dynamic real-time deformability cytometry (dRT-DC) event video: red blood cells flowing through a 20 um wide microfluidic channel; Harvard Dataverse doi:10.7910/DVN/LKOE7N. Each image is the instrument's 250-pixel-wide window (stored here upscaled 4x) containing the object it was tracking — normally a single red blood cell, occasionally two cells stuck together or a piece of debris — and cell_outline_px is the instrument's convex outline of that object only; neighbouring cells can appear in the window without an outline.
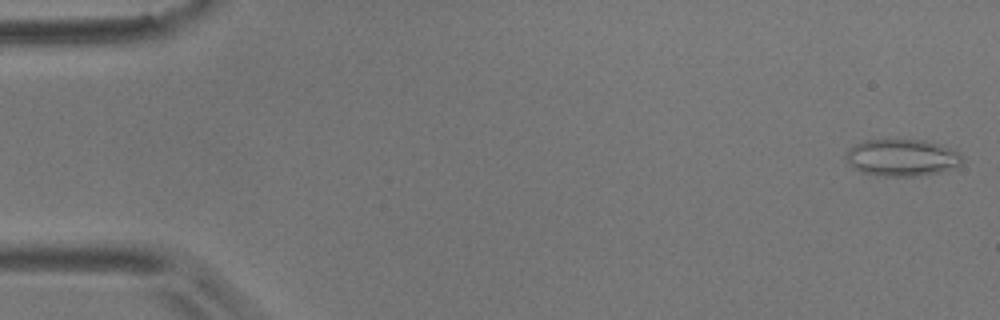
{"species": "common noctule bat (a hibernating species)", "species_latin": "Nyctalus noctula", "temperature_condition": "room temperature", "stored_images_in_passage": 6, "camera_frame_rate_fps": 3000, "um_per_image_px": 0.085, "animal": {"sex": "male", "body_mass_g": 17.9}, "frame": {"image": 1, "passage_image": 1, "time_ms": 0.0, "image_size_px": [1000, 320], "cell_outline_px": [[964, 160], [956, 168], [916, 176], [884, 176], [860, 172], [852, 168], [844, 160], [844, 156], [848, 148], [864, 140], [924, 140], [940, 144], [960, 152], [964, 156]], "centroid_in_image_um": [76.65, 13.4], "position_along_channel_um": 8.4, "area_um2": 25.37}}